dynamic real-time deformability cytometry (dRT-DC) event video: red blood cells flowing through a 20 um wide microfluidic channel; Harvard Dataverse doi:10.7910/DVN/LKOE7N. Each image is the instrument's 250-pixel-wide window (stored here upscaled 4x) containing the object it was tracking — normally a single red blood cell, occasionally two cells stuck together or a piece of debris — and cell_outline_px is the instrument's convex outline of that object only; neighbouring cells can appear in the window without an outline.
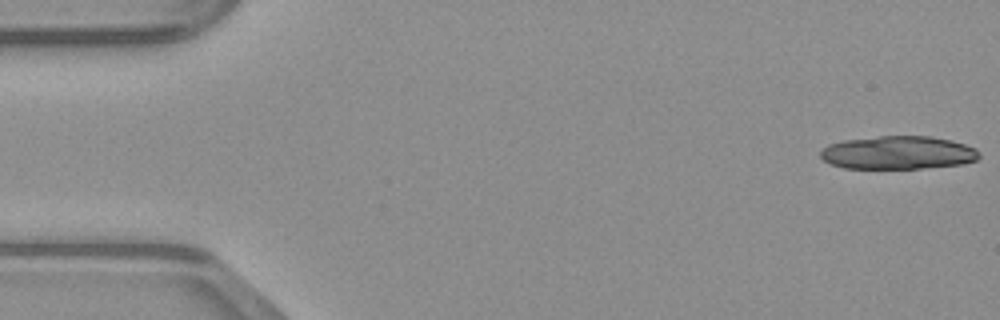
{"species": "common noctule bat (a hibernating species)", "species_latin": "Nyctalus noctula", "temperature_condition": "warm", "stored_images_in_passage": 24, "camera_frame_rate_fps": 3000, "um_per_image_px": 0.085, "animal": {"sex": "male", "body_mass_g": 23.1, "forearm_length_mm": 52.7}, "frame": {"image": 1, "passage_image": 1, "time_ms": 0.0, "image_size_px": [1000, 320], "cell_outline_px": [[980, 156], [976, 160], [964, 164], [920, 168], [844, 168], [832, 164], [824, 160], [820, 156], [820, 152], [828, 144], [844, 140], [880, 136], [928, 136], [952, 140], [976, 148], [980, 152]], "centroid_in_image_um": [76.36, 12.97], "position_along_channel_um": 8.6, "area_um2": 30.69}}